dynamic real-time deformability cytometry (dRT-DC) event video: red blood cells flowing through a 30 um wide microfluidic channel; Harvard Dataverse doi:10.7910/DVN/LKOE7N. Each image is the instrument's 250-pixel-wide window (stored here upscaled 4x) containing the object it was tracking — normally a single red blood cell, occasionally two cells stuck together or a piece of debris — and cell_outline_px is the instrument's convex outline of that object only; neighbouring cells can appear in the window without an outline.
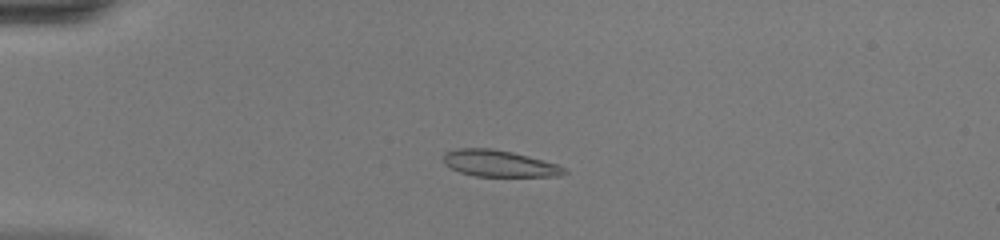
{"species": "common noctule bat (a hibernating species)", "species_latin": "Nyctalus noctula", "temperature_condition": "warm", "stored_images_in_passage": 47, "camera_frame_rate_fps": 3000, "um_per_image_px": 0.085, "animal": {"sex": "female", "body_mass_g": 20.0, "forearm_length_mm": 54.0}, "frame": {"image": 1, "passage_image": 13, "time_ms": 4.0, "image_size_px": [1000, 240], "cell_outline_px": [[568, 172], [560, 176], [476, 176], [460, 172], [444, 164], [444, 152], [456, 148], [492, 148], [512, 152], [544, 160], [556, 164], [564, 168]], "centroid_in_image_um": [42.42, 13.89], "position_along_channel_um": 42.6, "area_um2": 18.61}}
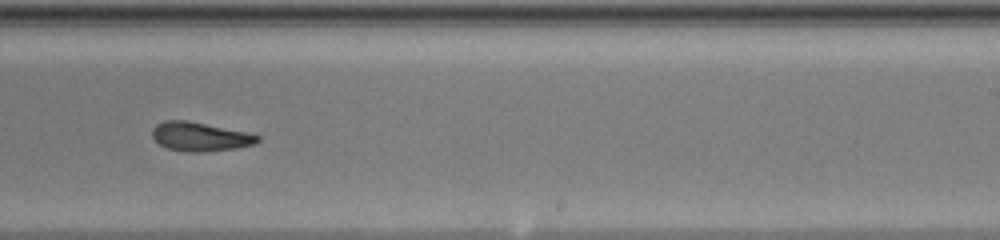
{"frame": {"image": 2, "passage_image": 31, "time_ms": 10.0, "image_size_px": [1000, 240], "cell_outline_px": [[260, 140], [256, 144], [236, 148], [204, 152], [188, 152], [168, 148], [160, 144], [152, 136], [152, 128], [156, 124], [164, 120], [188, 120], [248, 132], [260, 136]], "centroid_in_image_um": [17.03, 11.6], "position_along_channel_um": 272.0, "area_um2": 17.92}}
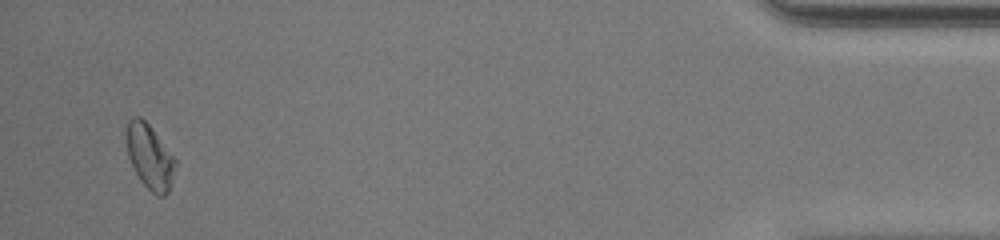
{"frame": {"image": 3, "passage_image": 46, "time_ms": 15.0, "image_size_px": [1000, 240], "cell_outline_px": [[176, 164], [168, 192], [164, 196], [156, 196], [140, 180], [128, 156], [128, 120], [132, 116], [140, 116], [152, 128], [176, 160]], "centroid_in_image_um": [12.75, 13.33], "position_along_channel_um": 422.5, "area_um2": 17.86}, "authors_computed_cell_mechanics": {"area_um2": 18.3226, "velocity_mm_per_s": 4.4479, "shape_relaxation_time_tau1_ms": 7.0693, "shape_relaxation_time_tau2_ms": 2.0213, "deformation_change_tau1": 0.203, "deformation_change_tau2": 0.0873}}